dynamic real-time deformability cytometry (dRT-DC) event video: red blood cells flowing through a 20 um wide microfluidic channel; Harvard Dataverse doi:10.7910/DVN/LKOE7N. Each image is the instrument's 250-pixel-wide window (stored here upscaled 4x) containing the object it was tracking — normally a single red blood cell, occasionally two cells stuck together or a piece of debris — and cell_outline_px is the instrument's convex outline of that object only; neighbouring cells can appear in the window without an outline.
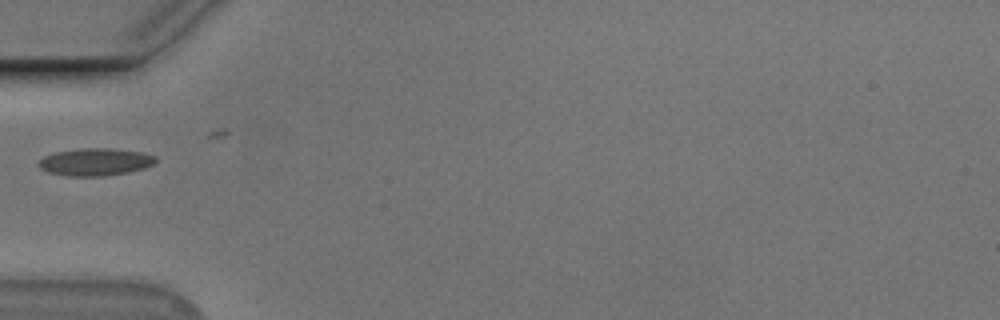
{"species": "Egyptian fruit bat (a non-hibernating species)", "species_latin": "Rousettus aegyptiacus", "temperature_condition": "cold", "stored_images_in_passage": 8, "camera_frame_rate_fps": 3000, "um_per_image_px": 0.085, "animal": {"sex": "male"}, "frame": {"image": 1, "passage_image": 7, "time_ms": 7.0, "image_size_px": [1000, 320], "cell_outline_px": [[156, 160], [152, 164], [144, 168], [128, 172], [104, 176], [68, 176], [48, 172], [40, 168], [36, 164], [44, 156], [56, 152], [80, 148], [112, 148], [144, 152], [156, 156]], "centroid_in_image_um": [8.09, 13.76], "position_along_channel_um": 76.9, "area_um2": 18.79}}